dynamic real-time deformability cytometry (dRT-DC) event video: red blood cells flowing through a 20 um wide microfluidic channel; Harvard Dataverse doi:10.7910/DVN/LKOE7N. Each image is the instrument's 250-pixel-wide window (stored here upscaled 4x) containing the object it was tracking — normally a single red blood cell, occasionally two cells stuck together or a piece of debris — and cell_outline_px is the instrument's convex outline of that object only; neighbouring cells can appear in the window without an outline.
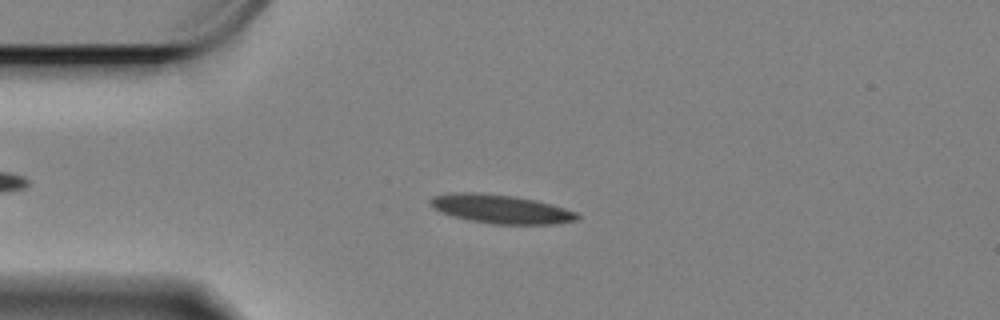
{"species": "Egyptian fruit bat (a non-hibernating species)", "species_latin": "Rousettus aegyptiacus", "temperature_condition": "cold", "stored_images_in_passage": 52, "camera_frame_rate_fps": 3000, "um_per_image_px": 0.085, "animal": {"sex": "female"}, "frame": {"image": 1, "passage_image": 6, "time_ms": 1.667, "image_size_px": [1000, 320], "cell_outline_px": [[580, 216], [576, 220], [560, 224], [492, 224], [468, 220], [452, 216], [440, 212], [432, 204], [432, 196], [452, 192], [476, 192], [512, 196], [536, 200], [564, 208], [576, 212]], "centroid_in_image_um": [42.59, 17.77], "position_along_channel_um": 42.4, "area_um2": 24.51}}
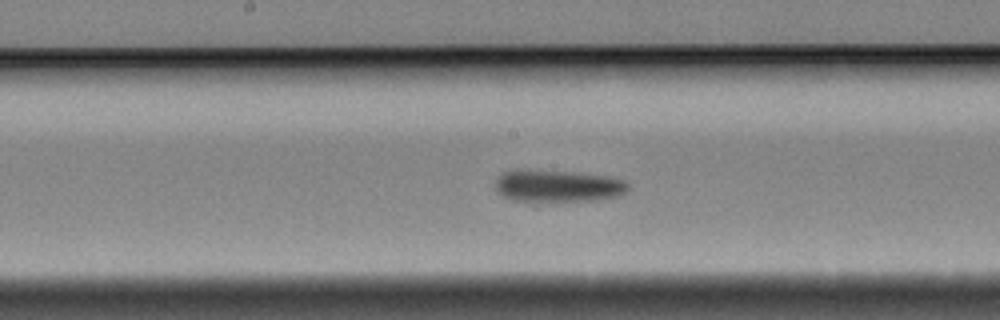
{"frame": {"image": 2, "passage_image": 22, "time_ms": 7.0, "image_size_px": [1000, 320], "cell_outline_px": [[628, 192], [616, 196], [600, 200], [528, 204], [512, 200], [496, 192], [496, 180], [504, 172], [568, 172], [608, 176], [624, 180], [628, 184]], "centroid_in_image_um": [47.45, 15.9], "position_along_channel_um": 200.8, "area_um2": 24.97}}
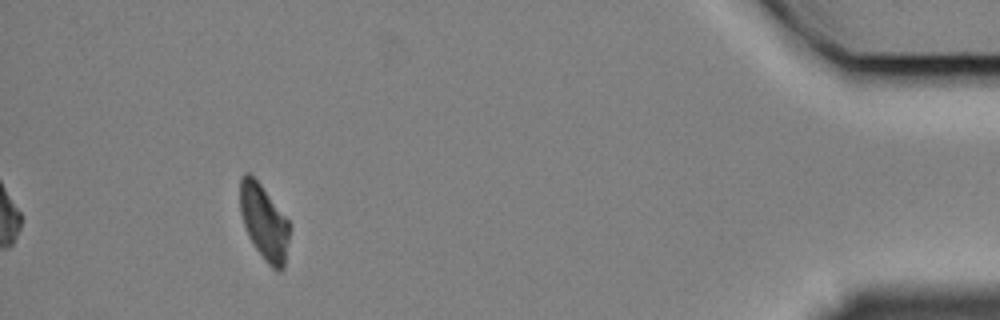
{"frame": {"image": 3, "passage_image": 47, "time_ms": 15.333, "image_size_px": [1000, 320], "cell_outline_px": [[288, 240], [284, 268], [280, 272], [276, 272], [264, 260], [248, 236], [240, 212], [240, 176], [244, 172], [248, 172], [260, 184], [288, 220]], "centroid_in_image_um": [22.42, 18.9], "position_along_channel_um": 412.8, "area_um2": 21.39}, "authors_computed_cell_mechanics": {"area_um2": 23.987, "velocity_mm_per_s": 3.3067, "shape_relaxation_time_tau1_ms": 4.2387, "shape_relaxation_time_tau2_ms": null, "deformation_change_tau1": 0.1151, "deformation_change_tau2": null}}